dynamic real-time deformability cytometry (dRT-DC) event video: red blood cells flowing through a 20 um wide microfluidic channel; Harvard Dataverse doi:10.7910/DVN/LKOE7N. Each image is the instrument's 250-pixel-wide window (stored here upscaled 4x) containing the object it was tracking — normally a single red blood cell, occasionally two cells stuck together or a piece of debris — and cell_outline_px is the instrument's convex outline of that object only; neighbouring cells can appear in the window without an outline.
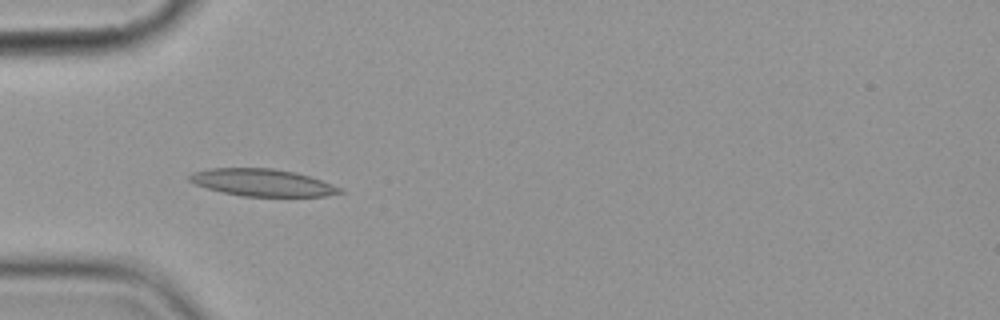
{"species": "common noctule bat (a hibernating species)", "species_latin": "Nyctalus noctula", "temperature_condition": "cold", "stored_images_in_passage": 14, "camera_frame_rate_fps": 3000, "um_per_image_px": 0.085, "animal": {"sex": "female", "body_mass_g": 19.9}, "frame": {"image": 1, "passage_image": 5, "time_ms": 5.667, "image_size_px": [1000, 320], "cell_outline_px": [[344, 192], [324, 196], [240, 196], [208, 188], [196, 184], [188, 180], [188, 176], [192, 172], [208, 168], [272, 168], [296, 172], [332, 184], [340, 188]], "centroid_in_image_um": [22.27, 15.51], "position_along_channel_um": 62.7, "area_um2": 23.64}}
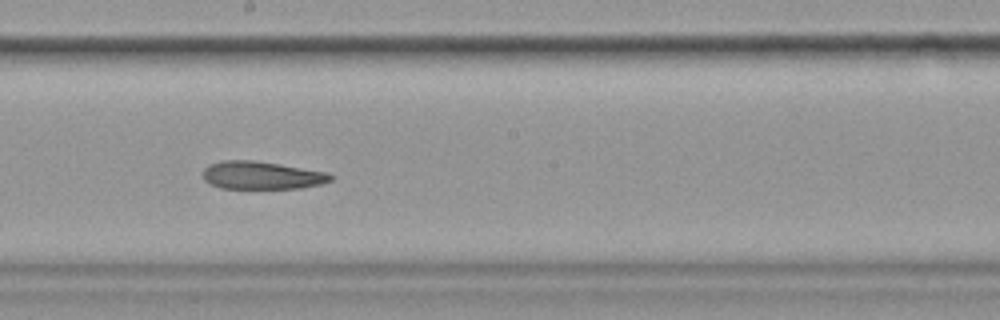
{"frame": {"image": 2, "passage_image": 9, "time_ms": 10.333, "image_size_px": [1000, 320], "cell_outline_px": [[336, 176], [332, 180], [320, 184], [300, 188], [220, 188], [208, 184], [204, 180], [204, 168], [208, 164], [220, 160], [252, 160], [328, 172]], "centroid_in_image_um": [22.23, 14.9], "position_along_channel_um": 226.0, "area_um2": 20.81}}
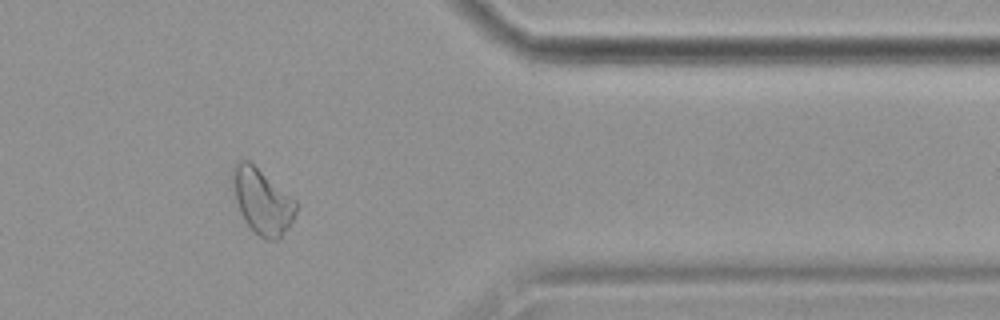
{"frame": {"image": 3, "passage_image": 13, "time_ms": 15.333, "image_size_px": [1000, 320], "cell_outline_px": [[300, 204], [288, 228], [276, 240], [268, 240], [260, 236], [248, 228], [240, 212], [236, 200], [232, 180], [232, 168], [240, 160], [248, 160], [296, 200]], "centroid_in_image_um": [22.29, 17.12], "position_along_channel_um": 389.1, "area_um2": 23.93}, "authors_computed_cell_mechanics": {"area_um2": 23.0622, "velocity_mm_per_s": 3.5725, "shape_relaxation_time_tau1_ms": null, "shape_relaxation_time_tau2_ms": 6.3867, "deformation_change_tau1": null, "deformation_change_tau2": 0.1446}}